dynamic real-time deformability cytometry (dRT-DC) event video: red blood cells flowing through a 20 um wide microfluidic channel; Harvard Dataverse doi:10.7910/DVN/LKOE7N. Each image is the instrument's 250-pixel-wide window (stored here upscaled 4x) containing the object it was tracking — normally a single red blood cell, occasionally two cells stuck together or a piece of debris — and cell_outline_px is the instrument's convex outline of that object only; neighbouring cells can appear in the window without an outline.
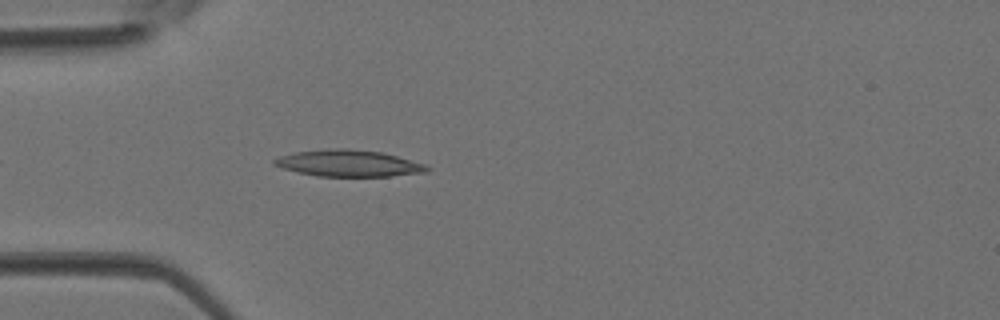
{"species": "Egyptian fruit bat (a non-hibernating species)", "species_latin": "Rousettus aegyptiacus", "temperature_condition": "room temperature", "stored_images_in_passage": 4, "camera_frame_rate_fps": 3000, "um_per_image_px": 0.085, "animal": {"sex": "female"}, "frame": {"image": 1, "passage_image": 4, "time_ms": 1.0, "image_size_px": [1000, 320], "cell_outline_px": [[432, 168], [428, 172], [392, 176], [316, 176], [284, 168], [272, 164], [272, 160], [280, 156], [296, 152], [328, 148], [348, 148], [384, 152], [428, 164]], "centroid_in_image_um": [29.72, 13.87], "position_along_channel_um": 55.3, "area_um2": 23.93}}